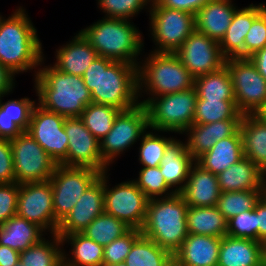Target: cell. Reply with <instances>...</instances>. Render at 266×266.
<instances>
[{
	"label": "cell",
	"instance_id": "38",
	"mask_svg": "<svg viewBox=\"0 0 266 266\" xmlns=\"http://www.w3.org/2000/svg\"><path fill=\"white\" fill-rule=\"evenodd\" d=\"M264 194L265 190L221 192L216 206L228 221L242 212L255 209Z\"/></svg>",
	"mask_w": 266,
	"mask_h": 266
},
{
	"label": "cell",
	"instance_id": "60",
	"mask_svg": "<svg viewBox=\"0 0 266 266\" xmlns=\"http://www.w3.org/2000/svg\"><path fill=\"white\" fill-rule=\"evenodd\" d=\"M253 266H266L265 262L263 261L260 265H253Z\"/></svg>",
	"mask_w": 266,
	"mask_h": 266
},
{
	"label": "cell",
	"instance_id": "14",
	"mask_svg": "<svg viewBox=\"0 0 266 266\" xmlns=\"http://www.w3.org/2000/svg\"><path fill=\"white\" fill-rule=\"evenodd\" d=\"M64 129L68 136L67 158L61 163L67 167H87L101 174L109 166L103 161L100 141L85 127L80 117L65 118Z\"/></svg>",
	"mask_w": 266,
	"mask_h": 266
},
{
	"label": "cell",
	"instance_id": "48",
	"mask_svg": "<svg viewBox=\"0 0 266 266\" xmlns=\"http://www.w3.org/2000/svg\"><path fill=\"white\" fill-rule=\"evenodd\" d=\"M0 183H15L12 147L8 139H0Z\"/></svg>",
	"mask_w": 266,
	"mask_h": 266
},
{
	"label": "cell",
	"instance_id": "33",
	"mask_svg": "<svg viewBox=\"0 0 266 266\" xmlns=\"http://www.w3.org/2000/svg\"><path fill=\"white\" fill-rule=\"evenodd\" d=\"M197 100H235L233 85L226 65L194 79Z\"/></svg>",
	"mask_w": 266,
	"mask_h": 266
},
{
	"label": "cell",
	"instance_id": "10",
	"mask_svg": "<svg viewBox=\"0 0 266 266\" xmlns=\"http://www.w3.org/2000/svg\"><path fill=\"white\" fill-rule=\"evenodd\" d=\"M100 175V172L87 167L57 165L50 178L53 190L55 234L59 223L67 217L80 197Z\"/></svg>",
	"mask_w": 266,
	"mask_h": 266
},
{
	"label": "cell",
	"instance_id": "51",
	"mask_svg": "<svg viewBox=\"0 0 266 266\" xmlns=\"http://www.w3.org/2000/svg\"><path fill=\"white\" fill-rule=\"evenodd\" d=\"M257 213L258 242H266V195L264 194L257 202L255 209Z\"/></svg>",
	"mask_w": 266,
	"mask_h": 266
},
{
	"label": "cell",
	"instance_id": "29",
	"mask_svg": "<svg viewBox=\"0 0 266 266\" xmlns=\"http://www.w3.org/2000/svg\"><path fill=\"white\" fill-rule=\"evenodd\" d=\"M240 132L243 154L266 174V120L261 114L242 117Z\"/></svg>",
	"mask_w": 266,
	"mask_h": 266
},
{
	"label": "cell",
	"instance_id": "37",
	"mask_svg": "<svg viewBox=\"0 0 266 266\" xmlns=\"http://www.w3.org/2000/svg\"><path fill=\"white\" fill-rule=\"evenodd\" d=\"M235 100H197L193 124H208L226 119H242Z\"/></svg>",
	"mask_w": 266,
	"mask_h": 266
},
{
	"label": "cell",
	"instance_id": "57",
	"mask_svg": "<svg viewBox=\"0 0 266 266\" xmlns=\"http://www.w3.org/2000/svg\"><path fill=\"white\" fill-rule=\"evenodd\" d=\"M263 255H264V262L266 265V242L263 244Z\"/></svg>",
	"mask_w": 266,
	"mask_h": 266
},
{
	"label": "cell",
	"instance_id": "42",
	"mask_svg": "<svg viewBox=\"0 0 266 266\" xmlns=\"http://www.w3.org/2000/svg\"><path fill=\"white\" fill-rule=\"evenodd\" d=\"M106 18L129 20L148 6L146 0H97Z\"/></svg>",
	"mask_w": 266,
	"mask_h": 266
},
{
	"label": "cell",
	"instance_id": "17",
	"mask_svg": "<svg viewBox=\"0 0 266 266\" xmlns=\"http://www.w3.org/2000/svg\"><path fill=\"white\" fill-rule=\"evenodd\" d=\"M174 54L194 79L219 70L226 62L219 42L197 30L184 41Z\"/></svg>",
	"mask_w": 266,
	"mask_h": 266
},
{
	"label": "cell",
	"instance_id": "39",
	"mask_svg": "<svg viewBox=\"0 0 266 266\" xmlns=\"http://www.w3.org/2000/svg\"><path fill=\"white\" fill-rule=\"evenodd\" d=\"M121 110L104 104L90 103L82 112L85 127L100 141L112 129L113 122Z\"/></svg>",
	"mask_w": 266,
	"mask_h": 266
},
{
	"label": "cell",
	"instance_id": "23",
	"mask_svg": "<svg viewBox=\"0 0 266 266\" xmlns=\"http://www.w3.org/2000/svg\"><path fill=\"white\" fill-rule=\"evenodd\" d=\"M221 192L265 190L266 174L250 159L243 157L217 175Z\"/></svg>",
	"mask_w": 266,
	"mask_h": 266
},
{
	"label": "cell",
	"instance_id": "56",
	"mask_svg": "<svg viewBox=\"0 0 266 266\" xmlns=\"http://www.w3.org/2000/svg\"><path fill=\"white\" fill-rule=\"evenodd\" d=\"M100 266H127L125 262L121 263H102Z\"/></svg>",
	"mask_w": 266,
	"mask_h": 266
},
{
	"label": "cell",
	"instance_id": "21",
	"mask_svg": "<svg viewBox=\"0 0 266 266\" xmlns=\"http://www.w3.org/2000/svg\"><path fill=\"white\" fill-rule=\"evenodd\" d=\"M266 9L264 3L238 8L231 20L225 36L219 42L226 59L244 58V39L253 21Z\"/></svg>",
	"mask_w": 266,
	"mask_h": 266
},
{
	"label": "cell",
	"instance_id": "30",
	"mask_svg": "<svg viewBox=\"0 0 266 266\" xmlns=\"http://www.w3.org/2000/svg\"><path fill=\"white\" fill-rule=\"evenodd\" d=\"M43 233L45 231L37 224L14 215L0 226V245L21 252L42 240Z\"/></svg>",
	"mask_w": 266,
	"mask_h": 266
},
{
	"label": "cell",
	"instance_id": "16",
	"mask_svg": "<svg viewBox=\"0 0 266 266\" xmlns=\"http://www.w3.org/2000/svg\"><path fill=\"white\" fill-rule=\"evenodd\" d=\"M16 215L55 234L53 190L50 180L19 184Z\"/></svg>",
	"mask_w": 266,
	"mask_h": 266
},
{
	"label": "cell",
	"instance_id": "40",
	"mask_svg": "<svg viewBox=\"0 0 266 266\" xmlns=\"http://www.w3.org/2000/svg\"><path fill=\"white\" fill-rule=\"evenodd\" d=\"M173 137H164L158 135L156 130L147 131L140 139L139 163L143 167H158L163 158L164 152Z\"/></svg>",
	"mask_w": 266,
	"mask_h": 266
},
{
	"label": "cell",
	"instance_id": "55",
	"mask_svg": "<svg viewBox=\"0 0 266 266\" xmlns=\"http://www.w3.org/2000/svg\"><path fill=\"white\" fill-rule=\"evenodd\" d=\"M167 266H187L183 263H181L178 259H176L174 256L169 260Z\"/></svg>",
	"mask_w": 266,
	"mask_h": 266
},
{
	"label": "cell",
	"instance_id": "22",
	"mask_svg": "<svg viewBox=\"0 0 266 266\" xmlns=\"http://www.w3.org/2000/svg\"><path fill=\"white\" fill-rule=\"evenodd\" d=\"M194 163L195 159L186 150L185 142L174 138L166 147L159 168L166 184L175 193L185 186Z\"/></svg>",
	"mask_w": 266,
	"mask_h": 266
},
{
	"label": "cell",
	"instance_id": "15",
	"mask_svg": "<svg viewBox=\"0 0 266 266\" xmlns=\"http://www.w3.org/2000/svg\"><path fill=\"white\" fill-rule=\"evenodd\" d=\"M64 122V116L47 111L36 104L27 129L33 139L57 164H61L67 158L69 140Z\"/></svg>",
	"mask_w": 266,
	"mask_h": 266
},
{
	"label": "cell",
	"instance_id": "28",
	"mask_svg": "<svg viewBox=\"0 0 266 266\" xmlns=\"http://www.w3.org/2000/svg\"><path fill=\"white\" fill-rule=\"evenodd\" d=\"M263 261L262 242L228 235L222 237L217 266H253Z\"/></svg>",
	"mask_w": 266,
	"mask_h": 266
},
{
	"label": "cell",
	"instance_id": "59",
	"mask_svg": "<svg viewBox=\"0 0 266 266\" xmlns=\"http://www.w3.org/2000/svg\"><path fill=\"white\" fill-rule=\"evenodd\" d=\"M14 266H24V264L19 260Z\"/></svg>",
	"mask_w": 266,
	"mask_h": 266
},
{
	"label": "cell",
	"instance_id": "18",
	"mask_svg": "<svg viewBox=\"0 0 266 266\" xmlns=\"http://www.w3.org/2000/svg\"><path fill=\"white\" fill-rule=\"evenodd\" d=\"M104 173L84 192L76 205L58 226L56 234L61 238L81 233L96 217L105 212Z\"/></svg>",
	"mask_w": 266,
	"mask_h": 266
},
{
	"label": "cell",
	"instance_id": "47",
	"mask_svg": "<svg viewBox=\"0 0 266 266\" xmlns=\"http://www.w3.org/2000/svg\"><path fill=\"white\" fill-rule=\"evenodd\" d=\"M18 183H0V226L16 215Z\"/></svg>",
	"mask_w": 266,
	"mask_h": 266
},
{
	"label": "cell",
	"instance_id": "44",
	"mask_svg": "<svg viewBox=\"0 0 266 266\" xmlns=\"http://www.w3.org/2000/svg\"><path fill=\"white\" fill-rule=\"evenodd\" d=\"M142 235L139 229H130L122 237L104 246L103 263H121L127 258L133 243Z\"/></svg>",
	"mask_w": 266,
	"mask_h": 266
},
{
	"label": "cell",
	"instance_id": "25",
	"mask_svg": "<svg viewBox=\"0 0 266 266\" xmlns=\"http://www.w3.org/2000/svg\"><path fill=\"white\" fill-rule=\"evenodd\" d=\"M221 241L214 236L188 234L173 256L187 266H217Z\"/></svg>",
	"mask_w": 266,
	"mask_h": 266
},
{
	"label": "cell",
	"instance_id": "9",
	"mask_svg": "<svg viewBox=\"0 0 266 266\" xmlns=\"http://www.w3.org/2000/svg\"><path fill=\"white\" fill-rule=\"evenodd\" d=\"M228 68L235 102L243 114H261L266 109V80L250 58H229Z\"/></svg>",
	"mask_w": 266,
	"mask_h": 266
},
{
	"label": "cell",
	"instance_id": "5",
	"mask_svg": "<svg viewBox=\"0 0 266 266\" xmlns=\"http://www.w3.org/2000/svg\"><path fill=\"white\" fill-rule=\"evenodd\" d=\"M187 209L179 193L149 199L142 235L174 254L188 236Z\"/></svg>",
	"mask_w": 266,
	"mask_h": 266
},
{
	"label": "cell",
	"instance_id": "52",
	"mask_svg": "<svg viewBox=\"0 0 266 266\" xmlns=\"http://www.w3.org/2000/svg\"><path fill=\"white\" fill-rule=\"evenodd\" d=\"M15 75L10 69L0 63V97L9 95L13 91Z\"/></svg>",
	"mask_w": 266,
	"mask_h": 266
},
{
	"label": "cell",
	"instance_id": "50",
	"mask_svg": "<svg viewBox=\"0 0 266 266\" xmlns=\"http://www.w3.org/2000/svg\"><path fill=\"white\" fill-rule=\"evenodd\" d=\"M23 130L7 115H2L0 107V139H13Z\"/></svg>",
	"mask_w": 266,
	"mask_h": 266
},
{
	"label": "cell",
	"instance_id": "2",
	"mask_svg": "<svg viewBox=\"0 0 266 266\" xmlns=\"http://www.w3.org/2000/svg\"><path fill=\"white\" fill-rule=\"evenodd\" d=\"M25 8L11 16L0 15V63L14 74L31 71L44 63L42 43Z\"/></svg>",
	"mask_w": 266,
	"mask_h": 266
},
{
	"label": "cell",
	"instance_id": "1",
	"mask_svg": "<svg viewBox=\"0 0 266 266\" xmlns=\"http://www.w3.org/2000/svg\"><path fill=\"white\" fill-rule=\"evenodd\" d=\"M137 67L97 56L82 76L92 102L121 111L137 106L140 103Z\"/></svg>",
	"mask_w": 266,
	"mask_h": 266
},
{
	"label": "cell",
	"instance_id": "27",
	"mask_svg": "<svg viewBox=\"0 0 266 266\" xmlns=\"http://www.w3.org/2000/svg\"><path fill=\"white\" fill-rule=\"evenodd\" d=\"M243 157V141L239 129L233 136L218 141L210 150L199 156L195 162L217 176Z\"/></svg>",
	"mask_w": 266,
	"mask_h": 266
},
{
	"label": "cell",
	"instance_id": "31",
	"mask_svg": "<svg viewBox=\"0 0 266 266\" xmlns=\"http://www.w3.org/2000/svg\"><path fill=\"white\" fill-rule=\"evenodd\" d=\"M188 234L222 238L227 235V220L217 206L188 207L186 213Z\"/></svg>",
	"mask_w": 266,
	"mask_h": 266
},
{
	"label": "cell",
	"instance_id": "19",
	"mask_svg": "<svg viewBox=\"0 0 266 266\" xmlns=\"http://www.w3.org/2000/svg\"><path fill=\"white\" fill-rule=\"evenodd\" d=\"M242 119H226L208 124H192L182 134L188 137L186 150L196 160L210 150L218 141L233 136L239 129Z\"/></svg>",
	"mask_w": 266,
	"mask_h": 266
},
{
	"label": "cell",
	"instance_id": "41",
	"mask_svg": "<svg viewBox=\"0 0 266 266\" xmlns=\"http://www.w3.org/2000/svg\"><path fill=\"white\" fill-rule=\"evenodd\" d=\"M133 181L149 199L169 197L175 194V191L166 184L159 166L142 167L139 177Z\"/></svg>",
	"mask_w": 266,
	"mask_h": 266
},
{
	"label": "cell",
	"instance_id": "43",
	"mask_svg": "<svg viewBox=\"0 0 266 266\" xmlns=\"http://www.w3.org/2000/svg\"><path fill=\"white\" fill-rule=\"evenodd\" d=\"M227 235L234 238L258 241L257 213L254 209L234 216L227 221Z\"/></svg>",
	"mask_w": 266,
	"mask_h": 266
},
{
	"label": "cell",
	"instance_id": "45",
	"mask_svg": "<svg viewBox=\"0 0 266 266\" xmlns=\"http://www.w3.org/2000/svg\"><path fill=\"white\" fill-rule=\"evenodd\" d=\"M2 97H0L2 115L9 116L23 131H27L33 107L37 104L36 100L32 101L30 98L24 97L2 102Z\"/></svg>",
	"mask_w": 266,
	"mask_h": 266
},
{
	"label": "cell",
	"instance_id": "53",
	"mask_svg": "<svg viewBox=\"0 0 266 266\" xmlns=\"http://www.w3.org/2000/svg\"><path fill=\"white\" fill-rule=\"evenodd\" d=\"M19 259V251L0 245V266H14Z\"/></svg>",
	"mask_w": 266,
	"mask_h": 266
},
{
	"label": "cell",
	"instance_id": "8",
	"mask_svg": "<svg viewBox=\"0 0 266 266\" xmlns=\"http://www.w3.org/2000/svg\"><path fill=\"white\" fill-rule=\"evenodd\" d=\"M152 40L157 53H175L195 31V15L161 5L149 6Z\"/></svg>",
	"mask_w": 266,
	"mask_h": 266
},
{
	"label": "cell",
	"instance_id": "6",
	"mask_svg": "<svg viewBox=\"0 0 266 266\" xmlns=\"http://www.w3.org/2000/svg\"><path fill=\"white\" fill-rule=\"evenodd\" d=\"M138 70V96L148 94L142 99L145 104L150 98L185 91L194 87V78L174 53L151 51L144 57ZM142 65V66H141ZM151 95V96H150Z\"/></svg>",
	"mask_w": 266,
	"mask_h": 266
},
{
	"label": "cell",
	"instance_id": "54",
	"mask_svg": "<svg viewBox=\"0 0 266 266\" xmlns=\"http://www.w3.org/2000/svg\"><path fill=\"white\" fill-rule=\"evenodd\" d=\"M249 58L255 64L261 76L266 80V46Z\"/></svg>",
	"mask_w": 266,
	"mask_h": 266
},
{
	"label": "cell",
	"instance_id": "3",
	"mask_svg": "<svg viewBox=\"0 0 266 266\" xmlns=\"http://www.w3.org/2000/svg\"><path fill=\"white\" fill-rule=\"evenodd\" d=\"M34 72L37 104L43 109L65 118L81 117L92 103L91 92L81 76L63 73L51 64Z\"/></svg>",
	"mask_w": 266,
	"mask_h": 266
},
{
	"label": "cell",
	"instance_id": "11",
	"mask_svg": "<svg viewBox=\"0 0 266 266\" xmlns=\"http://www.w3.org/2000/svg\"><path fill=\"white\" fill-rule=\"evenodd\" d=\"M149 129L148 114L144 104L123 110L116 116L112 129L100 140L103 161L110 166L116 157L129 149Z\"/></svg>",
	"mask_w": 266,
	"mask_h": 266
},
{
	"label": "cell",
	"instance_id": "13",
	"mask_svg": "<svg viewBox=\"0 0 266 266\" xmlns=\"http://www.w3.org/2000/svg\"><path fill=\"white\" fill-rule=\"evenodd\" d=\"M107 174L108 171L104 172L105 213L123 221L131 229L141 230L146 219L149 198L133 180L110 188Z\"/></svg>",
	"mask_w": 266,
	"mask_h": 266
},
{
	"label": "cell",
	"instance_id": "4",
	"mask_svg": "<svg viewBox=\"0 0 266 266\" xmlns=\"http://www.w3.org/2000/svg\"><path fill=\"white\" fill-rule=\"evenodd\" d=\"M97 55L113 61L139 65L144 41L139 28L129 20L106 18L79 31Z\"/></svg>",
	"mask_w": 266,
	"mask_h": 266
},
{
	"label": "cell",
	"instance_id": "34",
	"mask_svg": "<svg viewBox=\"0 0 266 266\" xmlns=\"http://www.w3.org/2000/svg\"><path fill=\"white\" fill-rule=\"evenodd\" d=\"M51 237L50 241L44 237L20 252L19 260L24 266H63L62 240L57 234H51Z\"/></svg>",
	"mask_w": 266,
	"mask_h": 266
},
{
	"label": "cell",
	"instance_id": "7",
	"mask_svg": "<svg viewBox=\"0 0 266 266\" xmlns=\"http://www.w3.org/2000/svg\"><path fill=\"white\" fill-rule=\"evenodd\" d=\"M197 93L195 88L150 98L144 105L149 129L182 134L194 120Z\"/></svg>",
	"mask_w": 266,
	"mask_h": 266
},
{
	"label": "cell",
	"instance_id": "12",
	"mask_svg": "<svg viewBox=\"0 0 266 266\" xmlns=\"http://www.w3.org/2000/svg\"><path fill=\"white\" fill-rule=\"evenodd\" d=\"M9 141L12 147L16 183L50 180L58 164L28 131H22L17 137Z\"/></svg>",
	"mask_w": 266,
	"mask_h": 266
},
{
	"label": "cell",
	"instance_id": "20",
	"mask_svg": "<svg viewBox=\"0 0 266 266\" xmlns=\"http://www.w3.org/2000/svg\"><path fill=\"white\" fill-rule=\"evenodd\" d=\"M220 193L217 176L196 162L191 166L186 184L179 192L188 207L216 206Z\"/></svg>",
	"mask_w": 266,
	"mask_h": 266
},
{
	"label": "cell",
	"instance_id": "35",
	"mask_svg": "<svg viewBox=\"0 0 266 266\" xmlns=\"http://www.w3.org/2000/svg\"><path fill=\"white\" fill-rule=\"evenodd\" d=\"M173 254L141 235L125 259L127 266H167Z\"/></svg>",
	"mask_w": 266,
	"mask_h": 266
},
{
	"label": "cell",
	"instance_id": "46",
	"mask_svg": "<svg viewBox=\"0 0 266 266\" xmlns=\"http://www.w3.org/2000/svg\"><path fill=\"white\" fill-rule=\"evenodd\" d=\"M266 46V9L253 21L244 39V58Z\"/></svg>",
	"mask_w": 266,
	"mask_h": 266
},
{
	"label": "cell",
	"instance_id": "49",
	"mask_svg": "<svg viewBox=\"0 0 266 266\" xmlns=\"http://www.w3.org/2000/svg\"><path fill=\"white\" fill-rule=\"evenodd\" d=\"M210 0H157L151 5H161L166 8L182 10L195 15Z\"/></svg>",
	"mask_w": 266,
	"mask_h": 266
},
{
	"label": "cell",
	"instance_id": "58",
	"mask_svg": "<svg viewBox=\"0 0 266 266\" xmlns=\"http://www.w3.org/2000/svg\"><path fill=\"white\" fill-rule=\"evenodd\" d=\"M146 1L148 2L149 5L154 4V3L157 2V0H146Z\"/></svg>",
	"mask_w": 266,
	"mask_h": 266
},
{
	"label": "cell",
	"instance_id": "24",
	"mask_svg": "<svg viewBox=\"0 0 266 266\" xmlns=\"http://www.w3.org/2000/svg\"><path fill=\"white\" fill-rule=\"evenodd\" d=\"M236 7L232 0H210L195 14V30L220 42L238 9Z\"/></svg>",
	"mask_w": 266,
	"mask_h": 266
},
{
	"label": "cell",
	"instance_id": "26",
	"mask_svg": "<svg viewBox=\"0 0 266 266\" xmlns=\"http://www.w3.org/2000/svg\"><path fill=\"white\" fill-rule=\"evenodd\" d=\"M97 56L96 50L78 32L71 41L56 49L53 66L63 73L82 77Z\"/></svg>",
	"mask_w": 266,
	"mask_h": 266
},
{
	"label": "cell",
	"instance_id": "36",
	"mask_svg": "<svg viewBox=\"0 0 266 266\" xmlns=\"http://www.w3.org/2000/svg\"><path fill=\"white\" fill-rule=\"evenodd\" d=\"M131 228L107 213L96 217L81 233L103 247L122 237Z\"/></svg>",
	"mask_w": 266,
	"mask_h": 266
},
{
	"label": "cell",
	"instance_id": "32",
	"mask_svg": "<svg viewBox=\"0 0 266 266\" xmlns=\"http://www.w3.org/2000/svg\"><path fill=\"white\" fill-rule=\"evenodd\" d=\"M62 244H71L70 257L63 251V266H100L103 263L104 247L82 233L61 237ZM69 255V257H68Z\"/></svg>",
	"mask_w": 266,
	"mask_h": 266
}]
</instances>
